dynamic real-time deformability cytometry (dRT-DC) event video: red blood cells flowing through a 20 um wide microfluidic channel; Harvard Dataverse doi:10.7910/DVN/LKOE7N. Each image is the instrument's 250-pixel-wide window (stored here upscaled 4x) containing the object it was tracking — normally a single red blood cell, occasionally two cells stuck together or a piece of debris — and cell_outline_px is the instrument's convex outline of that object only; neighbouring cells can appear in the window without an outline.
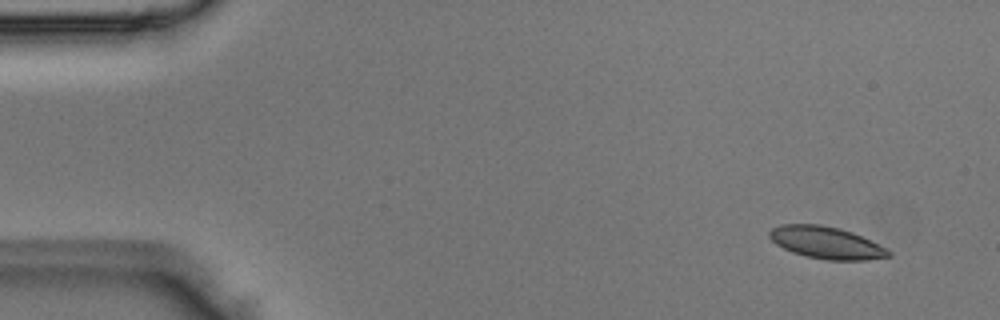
{"species": "Egyptian fruit bat (a non-hibernating species)", "species_latin": "Rousettus aegyptiacus", "temperature_condition": "room temperature", "stored_images_in_passage": 4, "camera_frame_rate_fps": 3000, "um_per_image_px": 0.085, "animal": {"sex": "male"}, "frame": {"image": 1, "passage_image": 1, "time_ms": 0.0, "image_size_px": [1000, 320], "cell_outline_px": [[892, 256], [868, 260], [828, 260], [808, 256], [792, 252], [776, 244], [768, 236], [768, 232], [772, 228], [780, 224], [820, 224], [840, 228], [852, 232], [892, 252]], "centroid_in_image_um": [70.2, 20.62], "position_along_channel_um": 14.8, "area_um2": 22.08}}
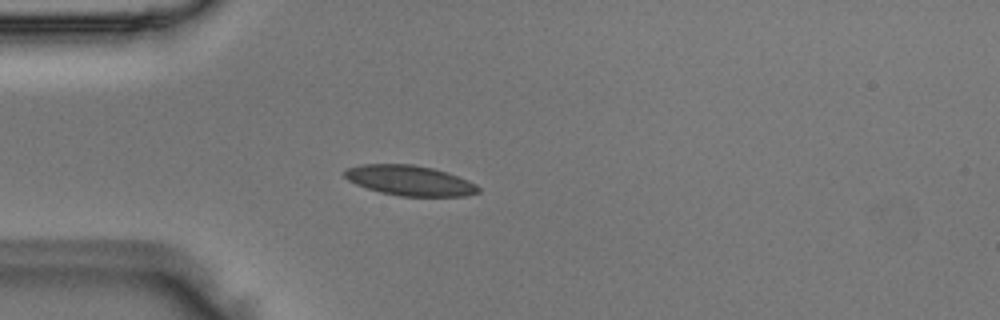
{"frame": {"image": 2, "passage_image": 4, "time_ms": 1.0, "image_size_px": [1000, 320], "cell_outline_px": [[480, 192], [464, 196], [400, 196], [380, 192], [356, 184], [348, 180], [340, 172], [348, 168], [360, 164], [412, 164], [432, 168], [448, 172], [468, 180], [476, 184], [480, 188]], "centroid_in_image_um": [34.82, 15.34], "position_along_channel_um": 50.2, "area_um2": 23.58}}